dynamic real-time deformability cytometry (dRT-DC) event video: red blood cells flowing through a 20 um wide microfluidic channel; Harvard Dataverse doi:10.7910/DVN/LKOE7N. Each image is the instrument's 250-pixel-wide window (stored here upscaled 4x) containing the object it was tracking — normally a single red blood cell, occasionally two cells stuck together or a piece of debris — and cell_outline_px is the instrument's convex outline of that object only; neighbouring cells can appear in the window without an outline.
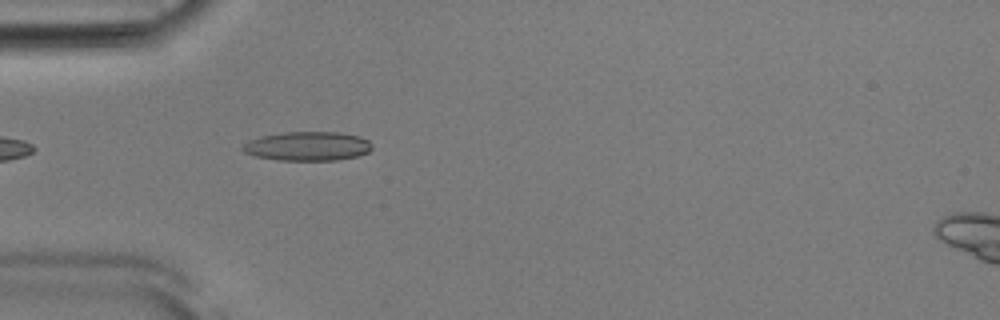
{"species": "Egyptian fruit bat (a non-hibernating species)", "species_latin": "Rousettus aegyptiacus", "temperature_condition": "room temperature", "stored_images_in_passage": 39, "camera_frame_rate_fps": 3000, "um_per_image_px": 0.085, "animal": {"sex": "male"}, "frame": {"image": 1, "passage_image": 3, "time_ms": 0.667, "image_size_px": [1000, 320], "cell_outline_px": [[372, 148], [368, 152], [356, 156], [336, 160], [276, 160], [256, 156], [244, 152], [240, 148], [248, 140], [260, 136], [284, 132], [336, 132], [360, 136], [368, 140], [372, 144]], "centroid_in_image_um": [26.12, 12.42], "position_along_channel_um": 58.9, "area_um2": 21.96}}
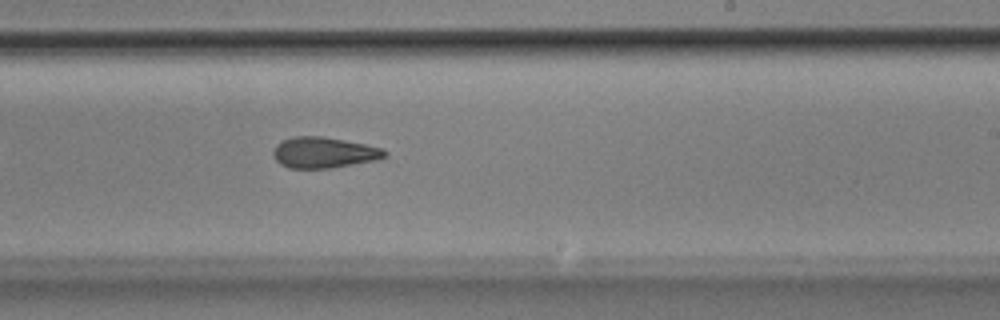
{"frame": {"image": 2, "passage_image": 19, "time_ms": 6.0, "image_size_px": [1000, 320], "cell_outline_px": [[388, 156], [376, 160], [332, 168], [288, 168], [280, 164], [272, 156], [272, 152], [276, 144], [292, 136], [324, 136], [384, 148], [388, 152]], "centroid_in_image_um": [27.53, 12.97], "position_along_channel_um": 261.5, "area_um2": 20.29}}
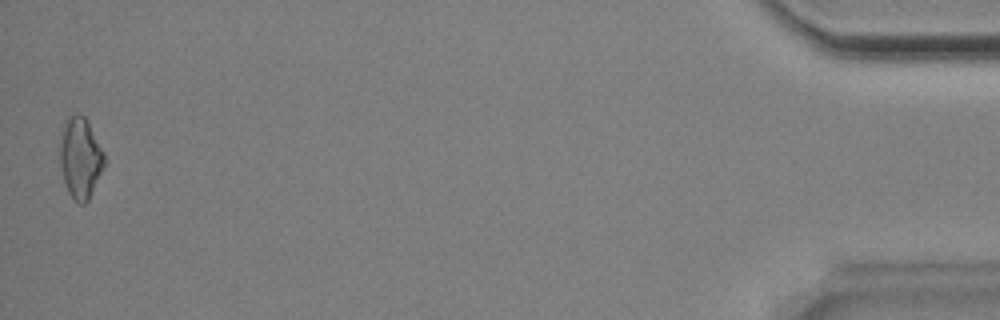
{"frame": {"image": 3, "passage_image": 39, "time_ms": 12.667, "image_size_px": [1000, 320], "cell_outline_px": [[104, 168], [88, 200], [84, 204], [80, 204], [68, 192], [64, 180], [60, 164], [60, 140], [64, 120], [68, 116], [76, 112], [80, 112], [88, 120], [104, 152]], "centroid_in_image_um": [6.83, 13.36], "position_along_channel_um": 428.4, "area_um2": 21.1}, "authors_computed_cell_mechanics": {"area_um2": 20.1144, "velocity_mm_per_s": 3.8781, "shape_relaxation_time_tau1_ms": 3.7939, "shape_relaxation_time_tau2_ms": 3.6909, "deformation_change_tau1": 0.1484, "deformation_change_tau2": 0.1332}}